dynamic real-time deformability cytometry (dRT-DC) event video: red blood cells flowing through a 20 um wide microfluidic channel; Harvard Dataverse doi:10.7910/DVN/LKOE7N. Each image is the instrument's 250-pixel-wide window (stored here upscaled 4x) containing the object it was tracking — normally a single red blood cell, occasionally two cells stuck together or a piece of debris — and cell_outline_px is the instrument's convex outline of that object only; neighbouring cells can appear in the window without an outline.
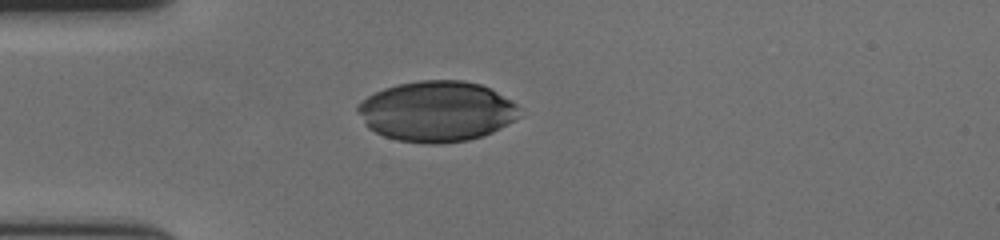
{"species": "human", "species_latin": "Homo sapiens", "temperature_condition": "cold", "stored_images_in_passage": 33, "camera_frame_rate_fps": 3000, "um_per_image_px": 0.085, "donor": {"sex": "female"}, "frame": {"image": 1, "passage_image": 1, "time_ms": 0.0, "image_size_px": [1000, 240], "cell_outline_px": [[520, 116], [492, 132], [468, 140], [440, 144], [432, 144], [396, 140], [384, 136], [368, 128], [364, 124], [356, 112], [356, 108], [368, 96], [384, 88], [396, 84], [420, 80], [464, 80], [480, 84], [496, 92], [516, 104], [520, 108]], "centroid_in_image_um": [37.09, 9.46], "position_along_channel_um": 47.9, "area_um2": 56.88}}
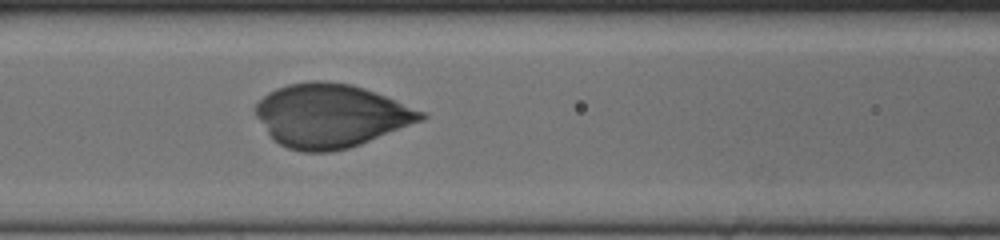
{"frame": {"image": 2, "passage_image": 10, "time_ms": 3.0, "image_size_px": [1000, 240], "cell_outline_px": [[428, 116], [424, 120], [360, 144], [348, 148], [332, 152], [300, 152], [288, 148], [280, 144], [268, 132], [256, 116], [256, 104], [268, 92], [276, 88], [288, 84], [308, 80], [324, 80], [352, 84], [364, 88], [424, 112]], "centroid_in_image_um": [28.11, 9.82], "position_along_channel_um": 138.5, "area_um2": 60.81}}
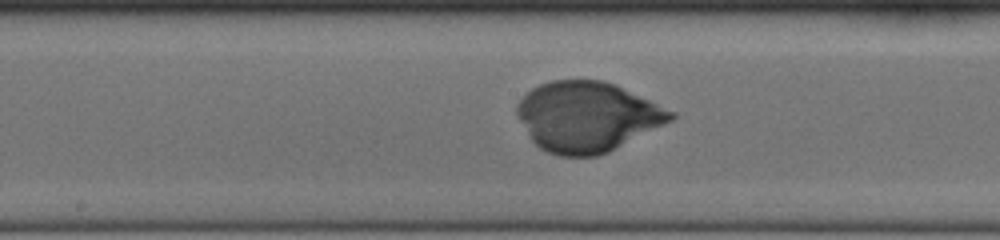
{"frame": {"image": 3, "passage_image": 15, "time_ms": 4.667, "image_size_px": [1000, 240], "cell_outline_px": [[676, 116], [672, 120], [608, 152], [596, 156], [560, 156], [548, 152], [540, 148], [528, 136], [516, 112], [516, 104], [532, 88], [540, 84], [552, 80], [604, 80], [616, 84], [676, 112]], "centroid_in_image_um": [49.91, 9.91], "position_along_channel_um": 198.3, "area_um2": 62.48}}